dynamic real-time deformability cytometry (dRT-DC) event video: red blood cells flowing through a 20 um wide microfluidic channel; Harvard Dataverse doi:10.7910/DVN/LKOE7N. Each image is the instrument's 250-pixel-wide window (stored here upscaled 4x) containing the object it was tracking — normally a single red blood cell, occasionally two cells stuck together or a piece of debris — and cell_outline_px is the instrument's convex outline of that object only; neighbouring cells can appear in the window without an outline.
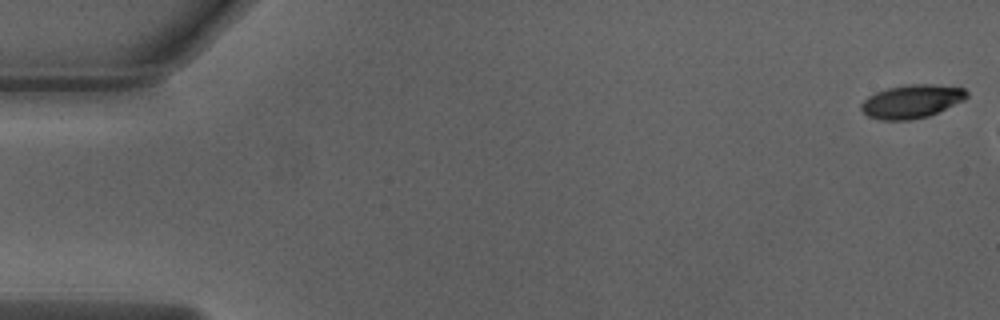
{"species": "Egyptian fruit bat (a non-hibernating species)", "species_latin": "Rousettus aegyptiacus", "temperature_condition": "warm", "stored_images_in_passage": 45, "camera_frame_rate_fps": 3000, "um_per_image_px": 0.085, "animal": {"sex": "male"}, "frame": {"image": 1, "passage_image": 1, "time_ms": 0.0, "image_size_px": [1000, 320], "cell_outline_px": [[968, 96], [964, 100], [928, 116], [912, 120], [880, 120], [868, 116], [860, 108], [860, 104], [868, 96], [876, 92], [888, 88], [908, 84], [932, 84], [964, 88], [968, 92]], "centroid_in_image_um": [77.48, 8.62], "position_along_channel_um": 7.5, "area_um2": 20.52}}
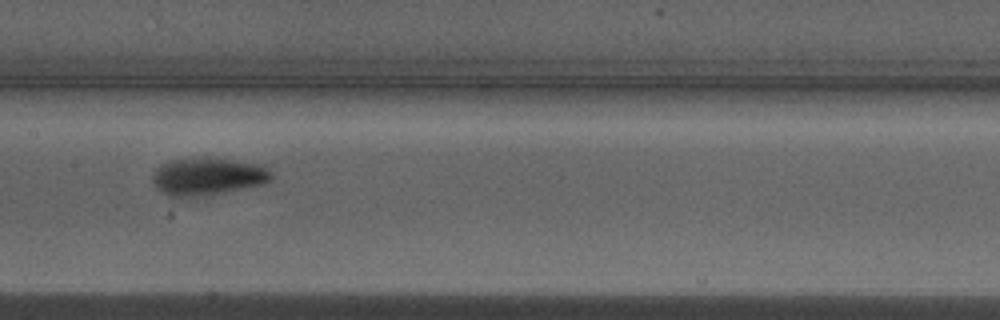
{"frame": {"image": 2, "passage_image": 26, "time_ms": 8.333, "image_size_px": [1000, 320], "cell_outline_px": [[272, 180], [264, 184], [220, 192], [196, 196], [168, 196], [156, 188], [152, 180], [152, 176], [156, 168], [160, 164], [168, 160], [228, 160], [264, 164], [272, 172]], "centroid_in_image_um": [17.67, 15.01], "position_along_channel_um": 189.7, "area_um2": 25.2}}
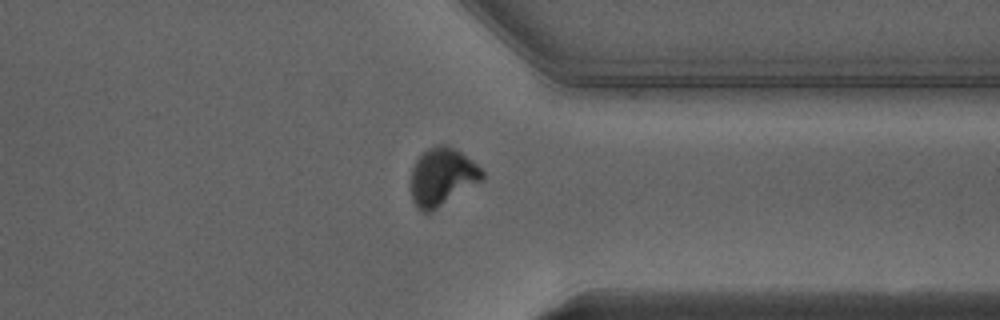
{"frame": {"image": 3, "passage_image": 40, "time_ms": 13.0, "image_size_px": [1000, 320], "cell_outline_px": [[484, 180], [432, 212], [420, 212], [416, 208], [412, 200], [408, 180], [412, 168], [416, 160], [428, 148], [436, 144], [448, 144], [460, 152], [476, 164], [484, 172]], "centroid_in_image_um": [37.54, 15.06], "position_along_channel_um": 373.9, "area_um2": 24.62}, "authors_computed_cell_mechanics": {"area_um2": 23.8714, "velocity_mm_per_s": 4.0235, "shape_relaxation_time_tau1_ms": 3.3829, "shape_relaxation_time_tau2_ms": 0.7105, "deformation_change_tau1": 0.1789, "deformation_change_tau2": 0.0401}}